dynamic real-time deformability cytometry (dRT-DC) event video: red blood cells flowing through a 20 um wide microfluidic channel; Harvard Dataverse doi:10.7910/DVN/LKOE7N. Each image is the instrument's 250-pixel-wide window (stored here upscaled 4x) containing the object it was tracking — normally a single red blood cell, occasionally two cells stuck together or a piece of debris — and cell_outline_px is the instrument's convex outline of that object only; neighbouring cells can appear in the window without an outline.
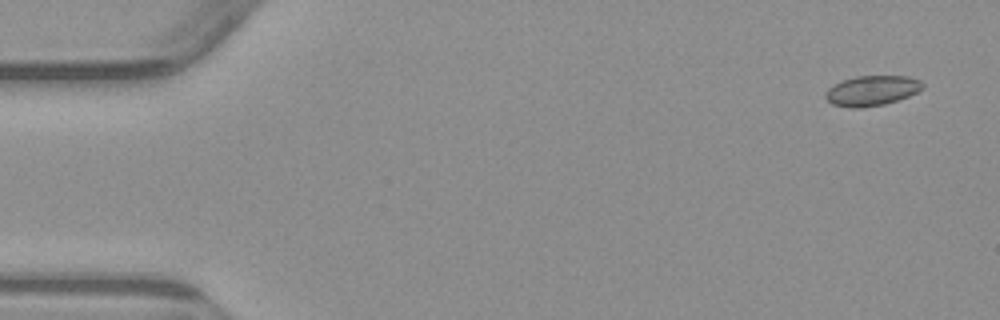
{"species": "common noctule bat (a hibernating species)", "species_latin": "Nyctalus noctula", "temperature_condition": "warm", "stored_images_in_passage": 6, "camera_frame_rate_fps": 3000, "um_per_image_px": 0.085, "animal": {"sex": "male", "body_mass_g": 23.1, "forearm_length_mm": 52.7}, "frame": {"image": 1, "passage_image": 1, "time_ms": 0.0, "image_size_px": [1000, 320], "cell_outline_px": [[924, 88], [908, 96], [884, 104], [860, 108], [852, 108], [832, 104], [824, 96], [824, 92], [832, 84], [856, 76], [908, 76], [920, 80], [924, 84]], "centroid_in_image_um": [74.09, 7.7], "position_along_channel_um": 10.9, "area_um2": 17.05}}
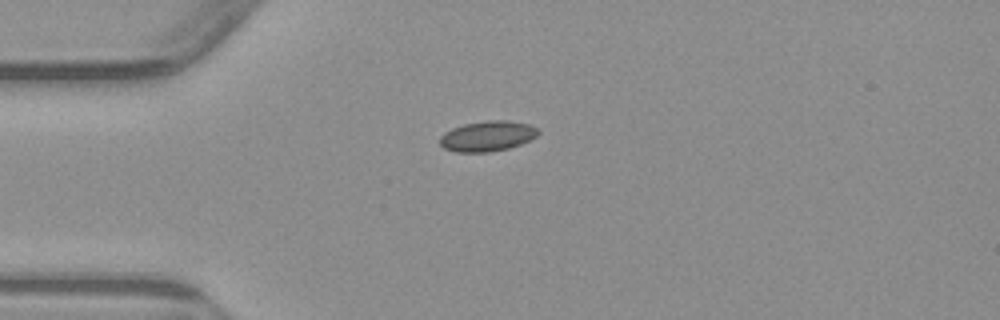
{"frame": {"image": 2, "passage_image": 4, "time_ms": 3.667, "image_size_px": [1000, 320], "cell_outline_px": [[540, 132], [536, 136], [520, 144], [508, 148], [488, 152], [456, 152], [444, 148], [440, 144], [440, 136], [444, 132], [452, 128], [464, 124], [488, 120], [508, 120], [528, 124], [540, 128]], "centroid_in_image_um": [41.43, 11.56], "position_along_channel_um": 43.6, "area_um2": 17.4}}
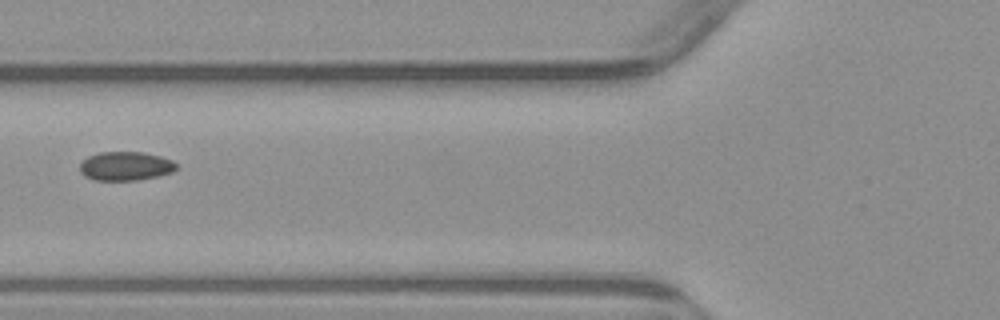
{"frame": {"image": 3, "passage_image": 6, "time_ms": 6.0, "image_size_px": [1000, 320], "cell_outline_px": [[176, 168], [172, 172], [160, 176], [136, 180], [96, 180], [84, 176], [80, 172], [80, 164], [88, 156], [100, 152], [144, 152], [160, 156], [172, 160], [176, 164]], "centroid_in_image_um": [10.67, 14.12], "position_along_channel_um": 115.1, "area_um2": 16.24}}